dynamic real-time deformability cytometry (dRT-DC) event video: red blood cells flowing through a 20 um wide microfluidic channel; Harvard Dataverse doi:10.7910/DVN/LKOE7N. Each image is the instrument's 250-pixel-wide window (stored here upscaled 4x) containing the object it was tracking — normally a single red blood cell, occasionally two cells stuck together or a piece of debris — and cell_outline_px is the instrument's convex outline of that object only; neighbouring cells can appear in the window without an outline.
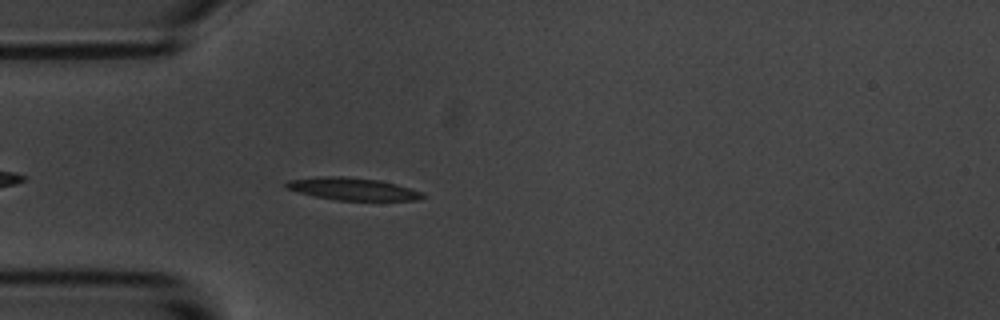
{"species": "common noctule bat (a hibernating species)", "species_latin": "Nyctalus noctula", "temperature_condition": "room temperature", "stored_images_in_passage": 43, "camera_frame_rate_fps": 3000, "um_per_image_px": 0.085, "animal": {"sex": "male", "body_mass_g": 20.1, "forearm_length_mm": 53.5}, "frame": {"image": 1, "passage_image": 5, "time_ms": 1.333, "image_size_px": [1000, 320], "cell_outline_px": [[424, 196], [416, 200], [336, 200], [316, 196], [300, 192], [288, 188], [284, 184], [288, 180], [320, 176], [344, 176], [380, 180], [396, 184], [420, 192]], "centroid_in_image_um": [29.94, 16.04], "position_along_channel_um": 55.1, "area_um2": 17.46}}
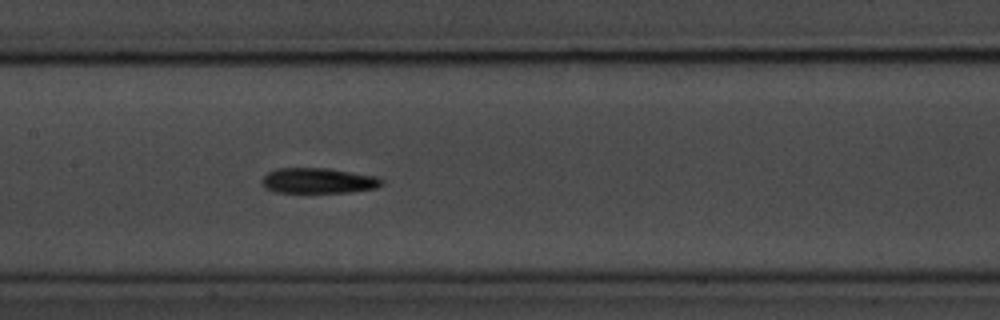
{"frame": {"image": 2, "passage_image": 16, "time_ms": 5.0, "image_size_px": [1000, 320], "cell_outline_px": [[384, 184], [376, 188], [352, 192], [272, 192], [264, 188], [260, 180], [268, 172], [276, 168], [328, 168], [376, 176], [384, 180]], "centroid_in_image_um": [27.04, 15.36], "position_along_channel_um": 180.4, "area_um2": 17.92}}
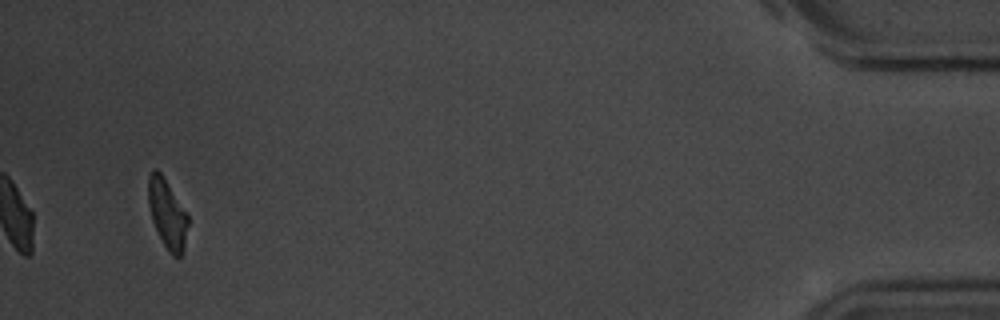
{"frame": {"image": 3, "passage_image": 43, "time_ms": 14.0, "image_size_px": [1000, 320], "cell_outline_px": [[188, 224], [184, 252], [180, 256], [172, 256], [168, 252], [152, 220], [148, 204], [148, 176], [156, 168], [160, 172], [188, 216]], "centroid_in_image_um": [14.22, 18.21], "position_along_channel_um": 421.0, "area_um2": 15.66}, "authors_computed_cell_mechanics": {"area_um2": 17.6868, "velocity_mm_per_s": 3.5515, "shape_relaxation_time_tau1_ms": 2.7239, "shape_relaxation_time_tau2_ms": 4.6356, "deformation_change_tau1": 0.1466, "deformation_change_tau2": 0.1428}}